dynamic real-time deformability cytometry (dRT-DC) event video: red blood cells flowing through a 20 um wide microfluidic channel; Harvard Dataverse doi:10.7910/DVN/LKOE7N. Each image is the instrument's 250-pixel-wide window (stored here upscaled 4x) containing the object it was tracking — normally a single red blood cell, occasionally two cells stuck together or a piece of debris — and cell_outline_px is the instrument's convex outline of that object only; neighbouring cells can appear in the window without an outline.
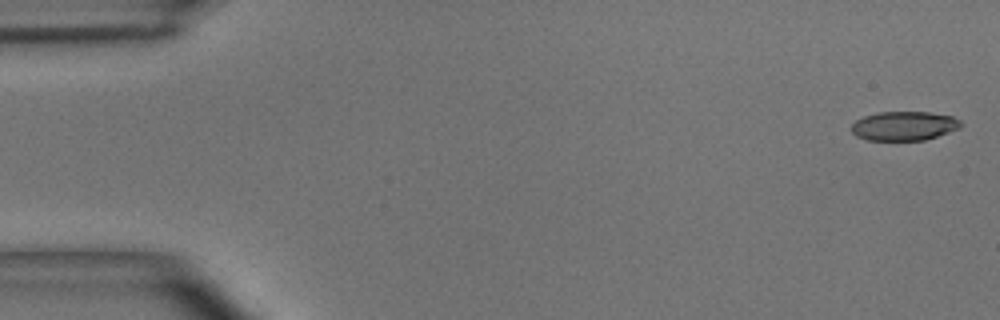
{"species": "common noctule bat (a hibernating species)", "species_latin": "Nyctalus noctula", "temperature_condition": "room temperature", "stored_images_in_passage": 54, "camera_frame_rate_fps": 3000, "um_per_image_px": 0.085, "animal": {"sex": "male", "body_mass_g": 15.6}, "frame": {"image": 1, "passage_image": 1, "time_ms": 0.0, "image_size_px": [1000, 320], "cell_outline_px": [[964, 124], [960, 128], [924, 140], [868, 140], [856, 136], [852, 132], [852, 124], [856, 120], [864, 116], [880, 112], [928, 112], [952, 116], [960, 120]], "centroid_in_image_um": [76.86, 10.7], "position_along_channel_um": 8.1, "area_um2": 18.5}}
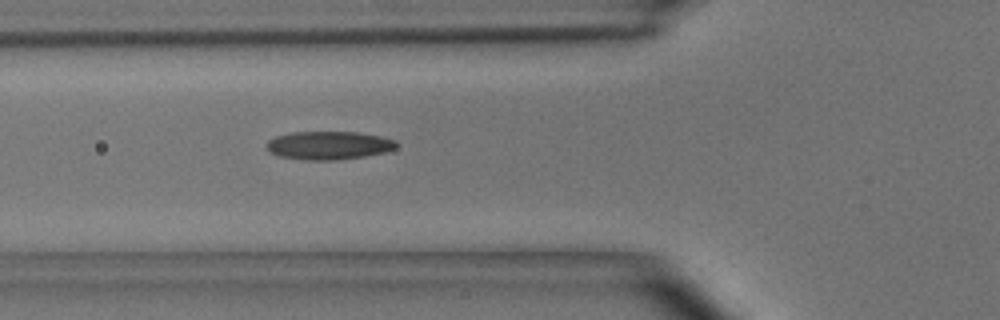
{"frame": {"image": 2, "passage_image": 19, "time_ms": 6.0, "image_size_px": [1000, 320], "cell_outline_px": [[396, 148], [384, 152], [364, 156], [336, 160], [308, 160], [280, 156], [268, 152], [268, 140], [276, 136], [292, 132], [356, 132], [380, 136], [396, 140]], "centroid_in_image_um": [27.94, 12.35], "position_along_channel_um": 97.9, "area_um2": 21.21}}
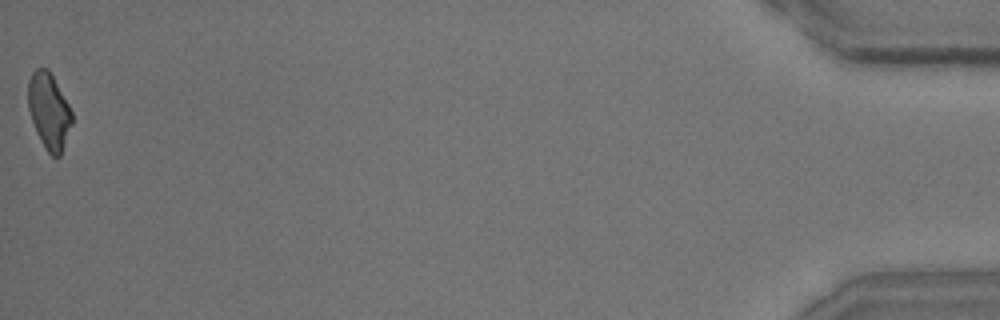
{"frame": {"image": 3, "passage_image": 54, "time_ms": 17.667, "image_size_px": [1000, 320], "cell_outline_px": [[72, 124], [60, 156], [52, 156], [48, 152], [40, 140], [36, 132], [28, 108], [28, 80], [32, 72], [36, 68], [48, 68], [68, 104], [72, 112]], "centroid_in_image_um": [4.15, 9.43], "position_along_channel_um": 431.0, "area_um2": 19.25}, "authors_computed_cell_mechanics": {"area_um2": 20.2878, "velocity_mm_per_s": 3.6688, "shape_relaxation_time_tau1_ms": 5.5215, "shape_relaxation_time_tau2_ms": 2.47, "deformation_change_tau1": 0.1665, "deformation_change_tau2": 0.1064}}